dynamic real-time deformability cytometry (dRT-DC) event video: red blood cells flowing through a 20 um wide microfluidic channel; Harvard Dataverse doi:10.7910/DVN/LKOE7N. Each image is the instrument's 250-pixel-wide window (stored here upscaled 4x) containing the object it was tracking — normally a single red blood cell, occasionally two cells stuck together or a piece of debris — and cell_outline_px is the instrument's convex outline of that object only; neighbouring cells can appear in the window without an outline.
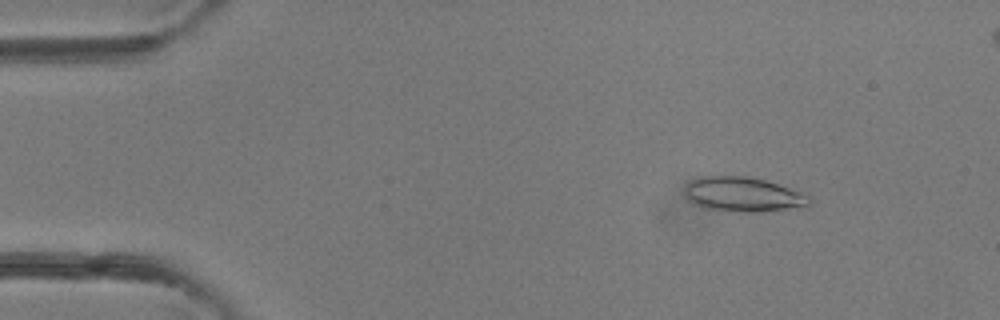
{"species": "common noctule bat (a hibernating species)", "species_latin": "Nyctalus noctula", "temperature_condition": "room temperature", "stored_images_in_passage": 3, "camera_frame_rate_fps": 3000, "um_per_image_px": 0.085, "animal": {"sex": "female"}, "frame": {"image": 1, "passage_image": 1, "time_ms": 0.0, "image_size_px": [1000, 320], "cell_outline_px": [[812, 204], [808, 208], [752, 212], [740, 212], [704, 208], [692, 204], [688, 200], [684, 188], [692, 180], [704, 176], [744, 176], [764, 180], [812, 196]], "centroid_in_image_um": [63.22, 16.56], "position_along_channel_um": 21.8, "area_um2": 25.37}}